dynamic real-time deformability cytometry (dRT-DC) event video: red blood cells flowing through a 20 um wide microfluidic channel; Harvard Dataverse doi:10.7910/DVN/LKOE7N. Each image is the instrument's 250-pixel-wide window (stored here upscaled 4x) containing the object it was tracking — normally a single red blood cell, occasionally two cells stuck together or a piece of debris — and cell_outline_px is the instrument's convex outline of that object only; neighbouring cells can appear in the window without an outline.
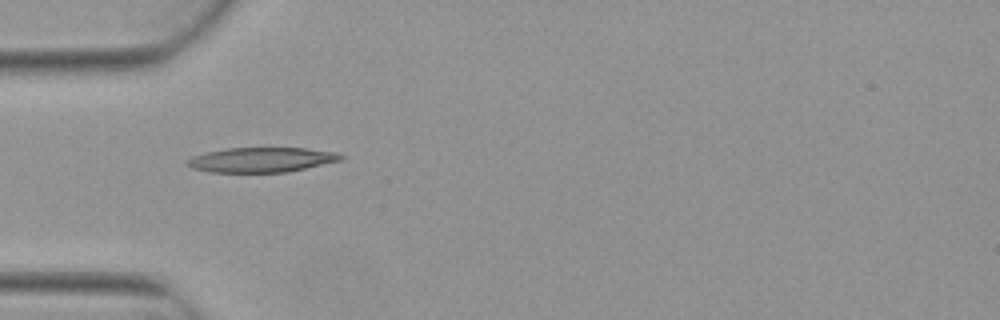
{"species": "Egyptian fruit bat (a non-hibernating species)", "species_latin": "Rousettus aegyptiacus", "temperature_condition": "warm", "stored_images_in_passage": 4, "camera_frame_rate_fps": 3000, "um_per_image_px": 0.085, "animal": {"sex": "female"}, "frame": {"image": 1, "passage_image": 4, "time_ms": 1.0, "image_size_px": [1000, 320], "cell_outline_px": [[344, 156], [340, 160], [288, 172], [208, 172], [192, 168], [184, 164], [184, 160], [192, 156], [208, 152], [228, 148], [304, 148], [340, 152]], "centroid_in_image_um": [22.19, 13.58], "position_along_channel_um": 62.8, "area_um2": 22.25}}